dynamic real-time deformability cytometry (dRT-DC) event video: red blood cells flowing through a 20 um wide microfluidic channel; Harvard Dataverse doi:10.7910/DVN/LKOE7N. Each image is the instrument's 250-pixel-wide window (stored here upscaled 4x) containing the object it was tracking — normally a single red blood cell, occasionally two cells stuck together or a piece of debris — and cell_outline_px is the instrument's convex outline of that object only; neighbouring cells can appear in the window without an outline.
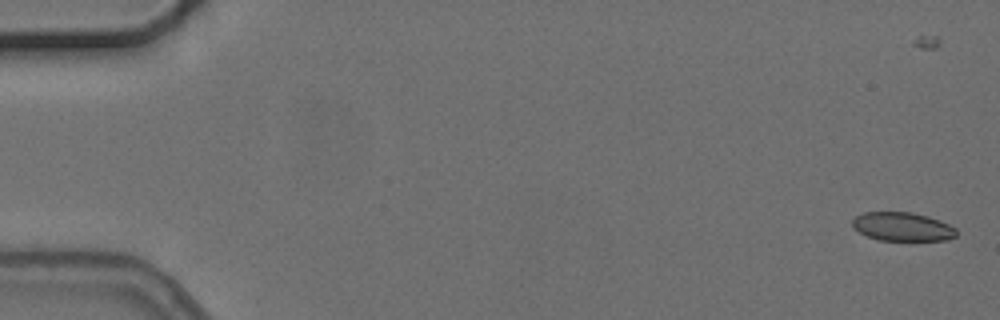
{"species": "common noctule bat (a hibernating species)", "species_latin": "Nyctalus noctula", "temperature_condition": "cold", "stored_images_in_passage": 9, "camera_frame_rate_fps": 3000, "um_per_image_px": 0.085, "animal": {"sex": "female", "body_mass_g": 24.6, "forearm_length_mm": 56.2}, "frame": {"image": 1, "passage_image": 1, "time_ms": 0.0, "image_size_px": [1000, 320], "cell_outline_px": [[956, 236], [948, 240], [880, 240], [868, 236], [860, 232], [852, 224], [852, 220], [856, 216], [864, 212], [912, 212], [928, 216], [940, 220], [956, 228]], "centroid_in_image_um": [76.74, 19.26], "position_along_channel_um": 8.3, "area_um2": 17.28}}
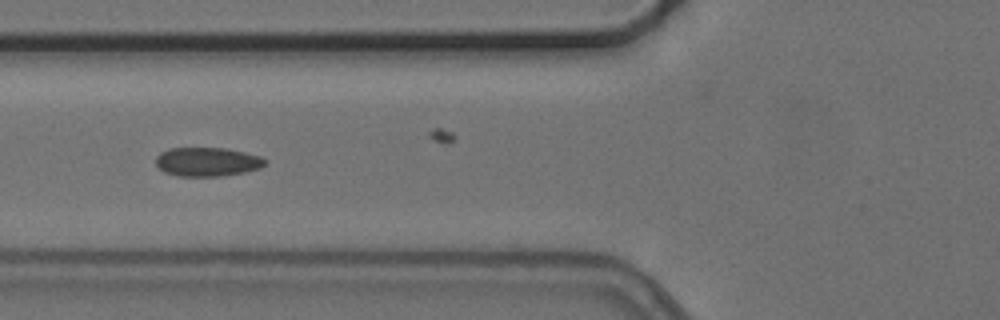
{"frame": {"image": 2, "passage_image": 6, "time_ms": 6.667, "image_size_px": [1000, 320], "cell_outline_px": [[268, 160], [260, 168], [244, 172], [220, 176], [180, 176], [164, 172], [156, 164], [156, 156], [160, 152], [168, 148], [224, 148], [244, 152], [260, 156]], "centroid_in_image_um": [17.61, 13.75], "position_along_channel_um": 108.2, "area_um2": 18.38}}
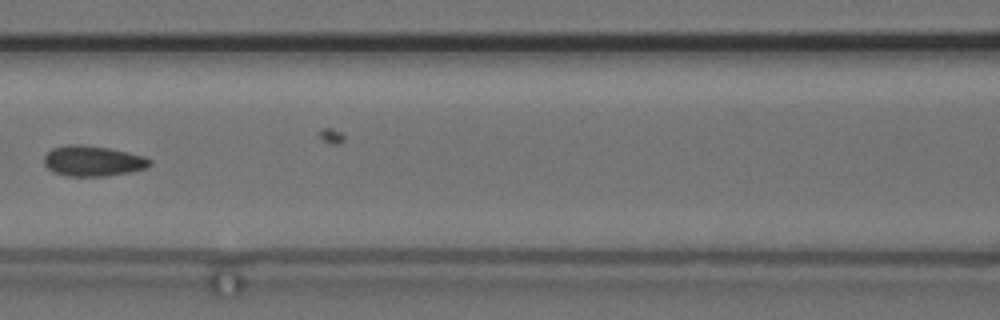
{"frame": {"image": 3, "passage_image": 7, "time_ms": 8.0, "image_size_px": [1000, 320], "cell_outline_px": [[152, 164], [148, 168], [132, 172], [108, 176], [68, 176], [56, 172], [48, 168], [44, 164], [44, 156], [52, 148], [68, 144], [80, 144], [108, 148], [128, 152], [144, 156], [152, 160]], "centroid_in_image_um": [7.94, 13.68], "position_along_channel_um": 158.7, "area_um2": 18.9}}